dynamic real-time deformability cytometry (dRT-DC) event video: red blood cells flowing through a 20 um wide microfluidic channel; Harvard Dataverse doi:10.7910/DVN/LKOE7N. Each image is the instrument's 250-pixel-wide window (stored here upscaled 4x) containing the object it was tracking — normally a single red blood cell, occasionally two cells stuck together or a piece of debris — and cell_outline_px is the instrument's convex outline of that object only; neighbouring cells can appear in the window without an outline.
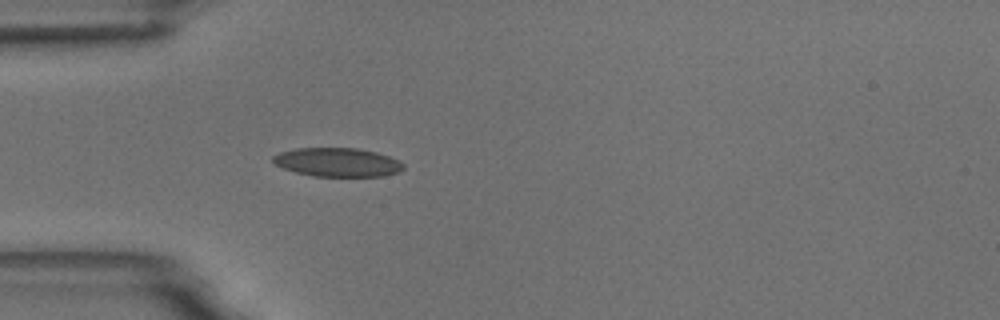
{"species": "common noctule bat (a hibernating species)", "species_latin": "Nyctalus noctula", "temperature_condition": "room temperature", "stored_images_in_passage": 1, "camera_frame_rate_fps": 3000, "um_per_image_px": 0.085, "animal": {"sex": "male", "body_mass_g": 18.8}, "frame": {"image": 1, "passage_image": 1, "time_ms": 0.0, "image_size_px": [1000, 320], "cell_outline_px": [[404, 168], [400, 172], [384, 176], [312, 176], [296, 172], [284, 168], [276, 164], [272, 160], [272, 156], [280, 152], [296, 148], [356, 148], [376, 152], [400, 160], [404, 164]], "centroid_in_image_um": [28.71, 13.79], "position_along_channel_um": 56.3, "area_um2": 21.91}}